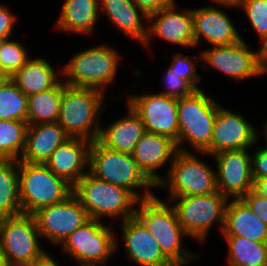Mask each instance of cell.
<instances>
[{
  "label": "cell",
  "instance_id": "cell-33",
  "mask_svg": "<svg viewBox=\"0 0 267 266\" xmlns=\"http://www.w3.org/2000/svg\"><path fill=\"white\" fill-rule=\"evenodd\" d=\"M27 49L17 40L3 39L0 47V69L13 76L30 59Z\"/></svg>",
  "mask_w": 267,
  "mask_h": 266
},
{
  "label": "cell",
  "instance_id": "cell-8",
  "mask_svg": "<svg viewBox=\"0 0 267 266\" xmlns=\"http://www.w3.org/2000/svg\"><path fill=\"white\" fill-rule=\"evenodd\" d=\"M190 151L178 150L170 163L167 178L157 185L169 191V199L178 196L208 195L218 192L216 170Z\"/></svg>",
  "mask_w": 267,
  "mask_h": 266
},
{
  "label": "cell",
  "instance_id": "cell-17",
  "mask_svg": "<svg viewBox=\"0 0 267 266\" xmlns=\"http://www.w3.org/2000/svg\"><path fill=\"white\" fill-rule=\"evenodd\" d=\"M176 2L148 16V35L143 46L150 48V40L154 36L171 44L195 47L192 9L176 10ZM151 22V24H150Z\"/></svg>",
  "mask_w": 267,
  "mask_h": 266
},
{
  "label": "cell",
  "instance_id": "cell-10",
  "mask_svg": "<svg viewBox=\"0 0 267 266\" xmlns=\"http://www.w3.org/2000/svg\"><path fill=\"white\" fill-rule=\"evenodd\" d=\"M110 226L90 218L61 243L62 251L74 258L79 266H105L119 245Z\"/></svg>",
  "mask_w": 267,
  "mask_h": 266
},
{
  "label": "cell",
  "instance_id": "cell-11",
  "mask_svg": "<svg viewBox=\"0 0 267 266\" xmlns=\"http://www.w3.org/2000/svg\"><path fill=\"white\" fill-rule=\"evenodd\" d=\"M40 237L33 214L0 218V249L6 261L33 262L45 251Z\"/></svg>",
  "mask_w": 267,
  "mask_h": 266
},
{
  "label": "cell",
  "instance_id": "cell-48",
  "mask_svg": "<svg viewBox=\"0 0 267 266\" xmlns=\"http://www.w3.org/2000/svg\"><path fill=\"white\" fill-rule=\"evenodd\" d=\"M264 132H263V135H264V139H265V141H266V144H267V119H266V122H265V124H264ZM267 146V145H266Z\"/></svg>",
  "mask_w": 267,
  "mask_h": 266
},
{
  "label": "cell",
  "instance_id": "cell-21",
  "mask_svg": "<svg viewBox=\"0 0 267 266\" xmlns=\"http://www.w3.org/2000/svg\"><path fill=\"white\" fill-rule=\"evenodd\" d=\"M178 149L171 138L146 131L135 146L131 154L139 168L157 185L163 177L156 170L167 162H173Z\"/></svg>",
  "mask_w": 267,
  "mask_h": 266
},
{
  "label": "cell",
  "instance_id": "cell-6",
  "mask_svg": "<svg viewBox=\"0 0 267 266\" xmlns=\"http://www.w3.org/2000/svg\"><path fill=\"white\" fill-rule=\"evenodd\" d=\"M111 46L101 44L88 49H81L61 68L66 76L63 82L69 86L105 89L116 78L119 61L122 58Z\"/></svg>",
  "mask_w": 267,
  "mask_h": 266
},
{
  "label": "cell",
  "instance_id": "cell-25",
  "mask_svg": "<svg viewBox=\"0 0 267 266\" xmlns=\"http://www.w3.org/2000/svg\"><path fill=\"white\" fill-rule=\"evenodd\" d=\"M99 7L100 10L102 9L100 17L102 13H105L108 16L107 19L117 29L140 42L141 45L144 44L148 35V27L142 19H148V16L132 0H99Z\"/></svg>",
  "mask_w": 267,
  "mask_h": 266
},
{
  "label": "cell",
  "instance_id": "cell-45",
  "mask_svg": "<svg viewBox=\"0 0 267 266\" xmlns=\"http://www.w3.org/2000/svg\"><path fill=\"white\" fill-rule=\"evenodd\" d=\"M5 266H32V262L12 260L6 261Z\"/></svg>",
  "mask_w": 267,
  "mask_h": 266
},
{
  "label": "cell",
  "instance_id": "cell-37",
  "mask_svg": "<svg viewBox=\"0 0 267 266\" xmlns=\"http://www.w3.org/2000/svg\"><path fill=\"white\" fill-rule=\"evenodd\" d=\"M241 199L250 207L252 212L267 225V198L261 197L253 190H250Z\"/></svg>",
  "mask_w": 267,
  "mask_h": 266
},
{
  "label": "cell",
  "instance_id": "cell-40",
  "mask_svg": "<svg viewBox=\"0 0 267 266\" xmlns=\"http://www.w3.org/2000/svg\"><path fill=\"white\" fill-rule=\"evenodd\" d=\"M147 16L170 6L175 0H132Z\"/></svg>",
  "mask_w": 267,
  "mask_h": 266
},
{
  "label": "cell",
  "instance_id": "cell-22",
  "mask_svg": "<svg viewBox=\"0 0 267 266\" xmlns=\"http://www.w3.org/2000/svg\"><path fill=\"white\" fill-rule=\"evenodd\" d=\"M69 138L58 122L29 125L25 149L19 161L44 164L52 152Z\"/></svg>",
  "mask_w": 267,
  "mask_h": 266
},
{
  "label": "cell",
  "instance_id": "cell-38",
  "mask_svg": "<svg viewBox=\"0 0 267 266\" xmlns=\"http://www.w3.org/2000/svg\"><path fill=\"white\" fill-rule=\"evenodd\" d=\"M253 178H267V146H263L251 155Z\"/></svg>",
  "mask_w": 267,
  "mask_h": 266
},
{
  "label": "cell",
  "instance_id": "cell-44",
  "mask_svg": "<svg viewBox=\"0 0 267 266\" xmlns=\"http://www.w3.org/2000/svg\"><path fill=\"white\" fill-rule=\"evenodd\" d=\"M239 0H213L212 2L216 3L218 6H224L229 8H236V4Z\"/></svg>",
  "mask_w": 267,
  "mask_h": 266
},
{
  "label": "cell",
  "instance_id": "cell-35",
  "mask_svg": "<svg viewBox=\"0 0 267 266\" xmlns=\"http://www.w3.org/2000/svg\"><path fill=\"white\" fill-rule=\"evenodd\" d=\"M201 60V56L195 59L184 56L182 53L173 54L171 65L168 67L172 72L180 75L194 90L200 89L197 83H200L201 77L196 73L197 63Z\"/></svg>",
  "mask_w": 267,
  "mask_h": 266
},
{
  "label": "cell",
  "instance_id": "cell-3",
  "mask_svg": "<svg viewBox=\"0 0 267 266\" xmlns=\"http://www.w3.org/2000/svg\"><path fill=\"white\" fill-rule=\"evenodd\" d=\"M89 172L96 178L126 188L138 200L155 196L156 185L139 168L131 154L121 153L103 146L98 140L91 142ZM137 189H143L139 194Z\"/></svg>",
  "mask_w": 267,
  "mask_h": 266
},
{
  "label": "cell",
  "instance_id": "cell-30",
  "mask_svg": "<svg viewBox=\"0 0 267 266\" xmlns=\"http://www.w3.org/2000/svg\"><path fill=\"white\" fill-rule=\"evenodd\" d=\"M228 246L227 266H267V243L239 236H223Z\"/></svg>",
  "mask_w": 267,
  "mask_h": 266
},
{
  "label": "cell",
  "instance_id": "cell-1",
  "mask_svg": "<svg viewBox=\"0 0 267 266\" xmlns=\"http://www.w3.org/2000/svg\"><path fill=\"white\" fill-rule=\"evenodd\" d=\"M137 205L139 206L136 207L135 217L154 237L162 253L175 266H186V264L188 266L200 256L183 248L182 237L188 235L182 228L174 207L168 204V201L163 202L155 195L139 200Z\"/></svg>",
  "mask_w": 267,
  "mask_h": 266
},
{
  "label": "cell",
  "instance_id": "cell-7",
  "mask_svg": "<svg viewBox=\"0 0 267 266\" xmlns=\"http://www.w3.org/2000/svg\"><path fill=\"white\" fill-rule=\"evenodd\" d=\"M19 192L22 213L33 214L65 200L73 193V187L45 164L19 161Z\"/></svg>",
  "mask_w": 267,
  "mask_h": 266
},
{
  "label": "cell",
  "instance_id": "cell-9",
  "mask_svg": "<svg viewBox=\"0 0 267 266\" xmlns=\"http://www.w3.org/2000/svg\"><path fill=\"white\" fill-rule=\"evenodd\" d=\"M169 203H172L188 237L204 242L215 223H219L223 231L228 198L219 191L208 195L173 197Z\"/></svg>",
  "mask_w": 267,
  "mask_h": 266
},
{
  "label": "cell",
  "instance_id": "cell-43",
  "mask_svg": "<svg viewBox=\"0 0 267 266\" xmlns=\"http://www.w3.org/2000/svg\"><path fill=\"white\" fill-rule=\"evenodd\" d=\"M259 49L262 67L267 72V39L262 43Z\"/></svg>",
  "mask_w": 267,
  "mask_h": 266
},
{
  "label": "cell",
  "instance_id": "cell-5",
  "mask_svg": "<svg viewBox=\"0 0 267 266\" xmlns=\"http://www.w3.org/2000/svg\"><path fill=\"white\" fill-rule=\"evenodd\" d=\"M73 194L87 211L89 218L102 221L104 217H135L138 199L126 188L100 180L89 171L73 187Z\"/></svg>",
  "mask_w": 267,
  "mask_h": 266
},
{
  "label": "cell",
  "instance_id": "cell-46",
  "mask_svg": "<svg viewBox=\"0 0 267 266\" xmlns=\"http://www.w3.org/2000/svg\"><path fill=\"white\" fill-rule=\"evenodd\" d=\"M9 80H11V77L0 69V87L4 86Z\"/></svg>",
  "mask_w": 267,
  "mask_h": 266
},
{
  "label": "cell",
  "instance_id": "cell-29",
  "mask_svg": "<svg viewBox=\"0 0 267 266\" xmlns=\"http://www.w3.org/2000/svg\"><path fill=\"white\" fill-rule=\"evenodd\" d=\"M21 213L19 160H0V218Z\"/></svg>",
  "mask_w": 267,
  "mask_h": 266
},
{
  "label": "cell",
  "instance_id": "cell-23",
  "mask_svg": "<svg viewBox=\"0 0 267 266\" xmlns=\"http://www.w3.org/2000/svg\"><path fill=\"white\" fill-rule=\"evenodd\" d=\"M124 117L100 128L98 141L106 148L132 154L136 144L146 132L145 125L135 111L127 105Z\"/></svg>",
  "mask_w": 267,
  "mask_h": 266
},
{
  "label": "cell",
  "instance_id": "cell-18",
  "mask_svg": "<svg viewBox=\"0 0 267 266\" xmlns=\"http://www.w3.org/2000/svg\"><path fill=\"white\" fill-rule=\"evenodd\" d=\"M127 259L139 266H175L161 251L160 246L136 218L121 222Z\"/></svg>",
  "mask_w": 267,
  "mask_h": 266
},
{
  "label": "cell",
  "instance_id": "cell-41",
  "mask_svg": "<svg viewBox=\"0 0 267 266\" xmlns=\"http://www.w3.org/2000/svg\"><path fill=\"white\" fill-rule=\"evenodd\" d=\"M252 190L261 197L267 198V178H253Z\"/></svg>",
  "mask_w": 267,
  "mask_h": 266
},
{
  "label": "cell",
  "instance_id": "cell-39",
  "mask_svg": "<svg viewBox=\"0 0 267 266\" xmlns=\"http://www.w3.org/2000/svg\"><path fill=\"white\" fill-rule=\"evenodd\" d=\"M6 5L0 4V39H8L12 37L14 23L17 20Z\"/></svg>",
  "mask_w": 267,
  "mask_h": 266
},
{
  "label": "cell",
  "instance_id": "cell-12",
  "mask_svg": "<svg viewBox=\"0 0 267 266\" xmlns=\"http://www.w3.org/2000/svg\"><path fill=\"white\" fill-rule=\"evenodd\" d=\"M250 49L252 48L248 47L247 42L241 39L235 44L213 46L203 50L200 54L201 60L205 61L203 69L208 70L212 67L239 81L264 75L266 71L261 64L260 49L256 52Z\"/></svg>",
  "mask_w": 267,
  "mask_h": 266
},
{
  "label": "cell",
  "instance_id": "cell-32",
  "mask_svg": "<svg viewBox=\"0 0 267 266\" xmlns=\"http://www.w3.org/2000/svg\"><path fill=\"white\" fill-rule=\"evenodd\" d=\"M27 96L9 80L0 87V120H20L27 122Z\"/></svg>",
  "mask_w": 267,
  "mask_h": 266
},
{
  "label": "cell",
  "instance_id": "cell-36",
  "mask_svg": "<svg viewBox=\"0 0 267 266\" xmlns=\"http://www.w3.org/2000/svg\"><path fill=\"white\" fill-rule=\"evenodd\" d=\"M163 77V84L166 87H164L165 91L159 92L160 94L180 99L189 96L194 91L184 79L180 78V75L172 72L169 68L166 69V73Z\"/></svg>",
  "mask_w": 267,
  "mask_h": 266
},
{
  "label": "cell",
  "instance_id": "cell-14",
  "mask_svg": "<svg viewBox=\"0 0 267 266\" xmlns=\"http://www.w3.org/2000/svg\"><path fill=\"white\" fill-rule=\"evenodd\" d=\"M127 97L126 104L141 118L146 131L167 136L177 143V99L160 93L141 96L133 94Z\"/></svg>",
  "mask_w": 267,
  "mask_h": 266
},
{
  "label": "cell",
  "instance_id": "cell-31",
  "mask_svg": "<svg viewBox=\"0 0 267 266\" xmlns=\"http://www.w3.org/2000/svg\"><path fill=\"white\" fill-rule=\"evenodd\" d=\"M28 123L0 120V160H19L25 149Z\"/></svg>",
  "mask_w": 267,
  "mask_h": 266
},
{
  "label": "cell",
  "instance_id": "cell-24",
  "mask_svg": "<svg viewBox=\"0 0 267 266\" xmlns=\"http://www.w3.org/2000/svg\"><path fill=\"white\" fill-rule=\"evenodd\" d=\"M224 236H239L254 242L267 243V225L240 198L228 201L225 210Z\"/></svg>",
  "mask_w": 267,
  "mask_h": 266
},
{
  "label": "cell",
  "instance_id": "cell-42",
  "mask_svg": "<svg viewBox=\"0 0 267 266\" xmlns=\"http://www.w3.org/2000/svg\"><path fill=\"white\" fill-rule=\"evenodd\" d=\"M32 266H59L57 262L52 258L46 250L37 257L33 262Z\"/></svg>",
  "mask_w": 267,
  "mask_h": 266
},
{
  "label": "cell",
  "instance_id": "cell-19",
  "mask_svg": "<svg viewBox=\"0 0 267 266\" xmlns=\"http://www.w3.org/2000/svg\"><path fill=\"white\" fill-rule=\"evenodd\" d=\"M192 16L195 47L202 37L212 47L235 44L243 39L229 16L214 5L192 9Z\"/></svg>",
  "mask_w": 267,
  "mask_h": 266
},
{
  "label": "cell",
  "instance_id": "cell-2",
  "mask_svg": "<svg viewBox=\"0 0 267 266\" xmlns=\"http://www.w3.org/2000/svg\"><path fill=\"white\" fill-rule=\"evenodd\" d=\"M103 91L66 85L62 90V100L58 123L70 138H82L90 142L100 134V115L104 100Z\"/></svg>",
  "mask_w": 267,
  "mask_h": 266
},
{
  "label": "cell",
  "instance_id": "cell-13",
  "mask_svg": "<svg viewBox=\"0 0 267 266\" xmlns=\"http://www.w3.org/2000/svg\"><path fill=\"white\" fill-rule=\"evenodd\" d=\"M33 216L41 239L46 238L56 246L90 219L73 193L62 202L38 209Z\"/></svg>",
  "mask_w": 267,
  "mask_h": 266
},
{
  "label": "cell",
  "instance_id": "cell-27",
  "mask_svg": "<svg viewBox=\"0 0 267 266\" xmlns=\"http://www.w3.org/2000/svg\"><path fill=\"white\" fill-rule=\"evenodd\" d=\"M59 74L45 58L39 56L30 58L11 76V80L28 97L54 88L61 81Z\"/></svg>",
  "mask_w": 267,
  "mask_h": 266
},
{
  "label": "cell",
  "instance_id": "cell-4",
  "mask_svg": "<svg viewBox=\"0 0 267 266\" xmlns=\"http://www.w3.org/2000/svg\"><path fill=\"white\" fill-rule=\"evenodd\" d=\"M219 103L204 90H194L189 96L177 99L178 140L177 149L187 151V142L195 153L205 152L211 143Z\"/></svg>",
  "mask_w": 267,
  "mask_h": 266
},
{
  "label": "cell",
  "instance_id": "cell-20",
  "mask_svg": "<svg viewBox=\"0 0 267 266\" xmlns=\"http://www.w3.org/2000/svg\"><path fill=\"white\" fill-rule=\"evenodd\" d=\"M90 145L86 139L69 138L52 152L44 164L74 187L89 171Z\"/></svg>",
  "mask_w": 267,
  "mask_h": 266
},
{
  "label": "cell",
  "instance_id": "cell-47",
  "mask_svg": "<svg viewBox=\"0 0 267 266\" xmlns=\"http://www.w3.org/2000/svg\"><path fill=\"white\" fill-rule=\"evenodd\" d=\"M6 264V259L2 253V250L0 249V266H5Z\"/></svg>",
  "mask_w": 267,
  "mask_h": 266
},
{
  "label": "cell",
  "instance_id": "cell-34",
  "mask_svg": "<svg viewBox=\"0 0 267 266\" xmlns=\"http://www.w3.org/2000/svg\"><path fill=\"white\" fill-rule=\"evenodd\" d=\"M240 7L262 43L267 39V0H239Z\"/></svg>",
  "mask_w": 267,
  "mask_h": 266
},
{
  "label": "cell",
  "instance_id": "cell-28",
  "mask_svg": "<svg viewBox=\"0 0 267 266\" xmlns=\"http://www.w3.org/2000/svg\"><path fill=\"white\" fill-rule=\"evenodd\" d=\"M65 86L62 79L54 88L27 97L28 125L58 121L62 90Z\"/></svg>",
  "mask_w": 267,
  "mask_h": 266
},
{
  "label": "cell",
  "instance_id": "cell-15",
  "mask_svg": "<svg viewBox=\"0 0 267 266\" xmlns=\"http://www.w3.org/2000/svg\"><path fill=\"white\" fill-rule=\"evenodd\" d=\"M225 150L214 156L218 191L228 199H240L253 188L251 153L247 150Z\"/></svg>",
  "mask_w": 267,
  "mask_h": 266
},
{
  "label": "cell",
  "instance_id": "cell-26",
  "mask_svg": "<svg viewBox=\"0 0 267 266\" xmlns=\"http://www.w3.org/2000/svg\"><path fill=\"white\" fill-rule=\"evenodd\" d=\"M99 0H65L55 24L64 32L91 34L100 17Z\"/></svg>",
  "mask_w": 267,
  "mask_h": 266
},
{
  "label": "cell",
  "instance_id": "cell-16",
  "mask_svg": "<svg viewBox=\"0 0 267 266\" xmlns=\"http://www.w3.org/2000/svg\"><path fill=\"white\" fill-rule=\"evenodd\" d=\"M258 138V131L253 124L219 103L210 147L199 154L212 156L225 150L251 148L259 141Z\"/></svg>",
  "mask_w": 267,
  "mask_h": 266
}]
</instances>
